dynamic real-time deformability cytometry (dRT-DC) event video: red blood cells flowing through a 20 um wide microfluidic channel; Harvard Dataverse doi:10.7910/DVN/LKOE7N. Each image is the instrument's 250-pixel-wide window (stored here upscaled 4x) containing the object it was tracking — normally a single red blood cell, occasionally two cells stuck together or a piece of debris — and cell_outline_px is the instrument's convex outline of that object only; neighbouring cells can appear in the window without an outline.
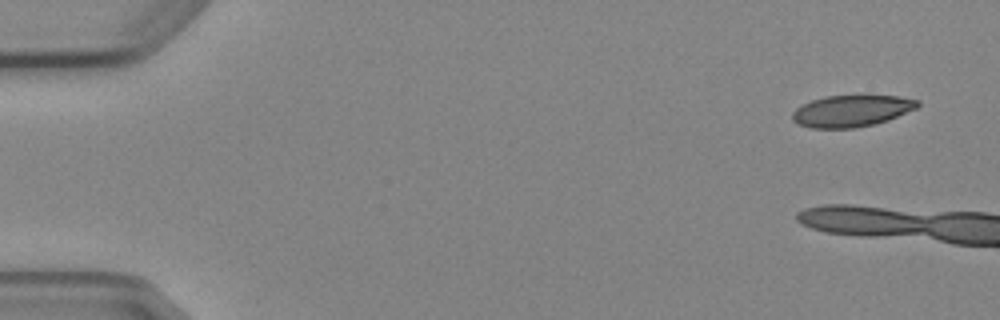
{"species": "Egyptian fruit bat (a non-hibernating species)", "species_latin": "Rousettus aegyptiacus", "temperature_condition": "cold", "stored_images_in_passage": 4, "camera_frame_rate_fps": 3000, "um_per_image_px": 0.085, "animal": {"sex": "female"}, "frame": {"image": 1, "passage_image": 1, "time_ms": 0.0, "image_size_px": [1000, 320], "cell_outline_px": [[920, 104], [916, 108], [888, 120], [856, 128], [812, 128], [796, 124], [792, 120], [792, 112], [796, 108], [812, 100], [824, 96], [900, 96], [920, 100]], "centroid_in_image_um": [72.37, 9.43], "position_along_channel_um": 12.6, "area_um2": 23.0}}